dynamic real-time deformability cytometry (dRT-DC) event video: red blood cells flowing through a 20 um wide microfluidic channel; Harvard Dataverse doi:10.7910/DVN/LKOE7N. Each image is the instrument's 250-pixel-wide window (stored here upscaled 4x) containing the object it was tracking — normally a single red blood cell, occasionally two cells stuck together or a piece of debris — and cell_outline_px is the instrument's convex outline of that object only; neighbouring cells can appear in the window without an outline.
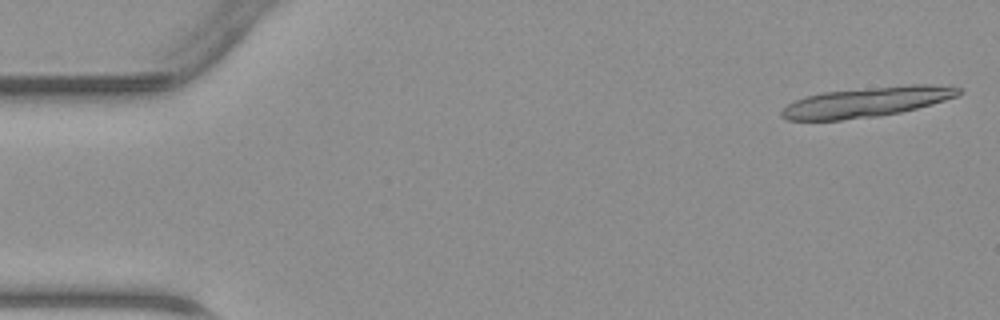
{"species": "common noctule bat (a hibernating species)", "species_latin": "Nyctalus noctula", "temperature_condition": "warm", "stored_images_in_passage": 15, "camera_frame_rate_fps": 3000, "um_per_image_px": 0.085, "animal": {"sex": "male", "body_mass_g": 23.1, "forearm_length_mm": 52.7}, "frame": {"image": 1, "passage_image": 1, "time_ms": 0.0, "image_size_px": [1000, 320], "cell_outline_px": [[964, 92], [956, 96], [932, 104], [900, 112], [876, 116], [840, 120], [788, 120], [780, 116], [780, 112], [788, 104], [796, 100], [808, 96], [824, 92], [908, 84], [932, 84], [960, 88]], "centroid_in_image_um": [73.68, 8.67], "position_along_channel_um": 11.3, "area_um2": 30.63}}